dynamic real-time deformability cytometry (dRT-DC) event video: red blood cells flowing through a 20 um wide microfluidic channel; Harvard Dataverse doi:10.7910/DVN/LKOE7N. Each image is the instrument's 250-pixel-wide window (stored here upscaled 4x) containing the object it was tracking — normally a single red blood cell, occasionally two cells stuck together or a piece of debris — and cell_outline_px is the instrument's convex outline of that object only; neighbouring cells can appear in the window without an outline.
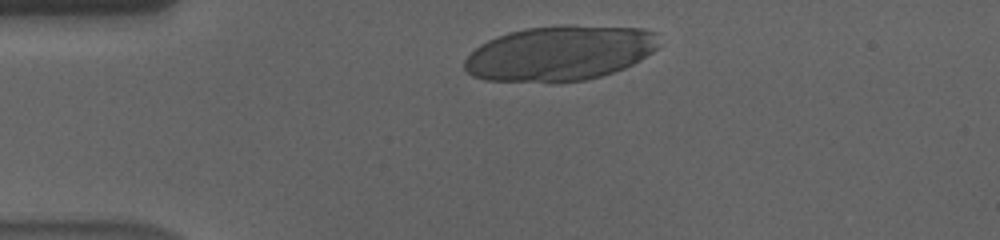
{"species": "human", "species_latin": "Homo sapiens", "temperature_condition": "cold", "stored_images_in_passage": 37, "camera_frame_rate_fps": 3000, "um_per_image_px": 0.085, "donor": {"sex": "male"}, "frame": {"image": 1, "passage_image": 3, "time_ms": 0.667, "image_size_px": [1000, 240], "cell_outline_px": [[660, 44], [652, 52], [640, 60], [624, 68], [600, 76], [584, 80], [556, 84], [552, 84], [484, 80], [472, 76], [464, 68], [464, 60], [480, 44], [496, 36], [508, 32], [524, 28], [560, 24], [644, 28], [656, 32]], "centroid_in_image_um": [47.56, 4.53], "position_along_channel_um": 37.4, "area_um2": 63.46}}